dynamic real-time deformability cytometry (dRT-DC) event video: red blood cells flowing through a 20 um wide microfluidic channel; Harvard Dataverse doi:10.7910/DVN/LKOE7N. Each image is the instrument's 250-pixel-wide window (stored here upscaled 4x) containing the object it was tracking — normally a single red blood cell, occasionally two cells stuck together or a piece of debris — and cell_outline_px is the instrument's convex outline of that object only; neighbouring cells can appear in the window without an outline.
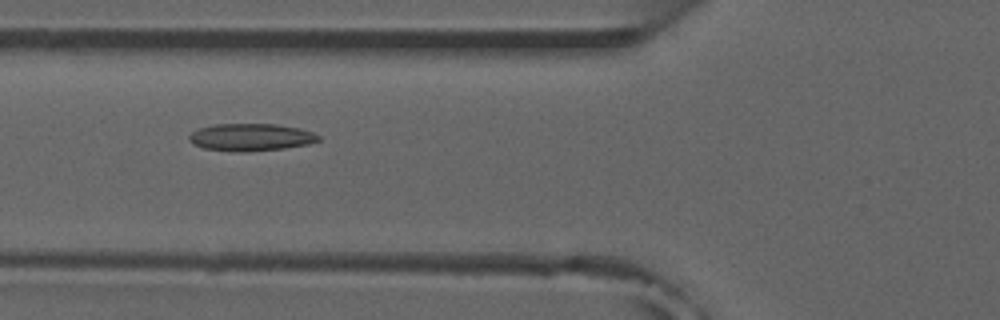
{"species": "common noctule bat (a hibernating species)", "species_latin": "Nyctalus noctula", "temperature_condition": "room temperature", "stored_images_in_passage": 8, "camera_frame_rate_fps": 3000, "um_per_image_px": 0.085, "animal": {"sex": "male", "forearm_length_mm": 52.5}, "frame": {"image": 1, "passage_image": 3, "time_ms": 2.333, "image_size_px": [1000, 320], "cell_outline_px": [[320, 140], [308, 144], [284, 148], [244, 152], [232, 152], [204, 148], [192, 144], [188, 140], [188, 136], [192, 132], [200, 128], [216, 124], [276, 124], [300, 128], [312, 132], [320, 136]], "centroid_in_image_um": [21.31, 11.67], "position_along_channel_um": 104.5, "area_um2": 20.69}}
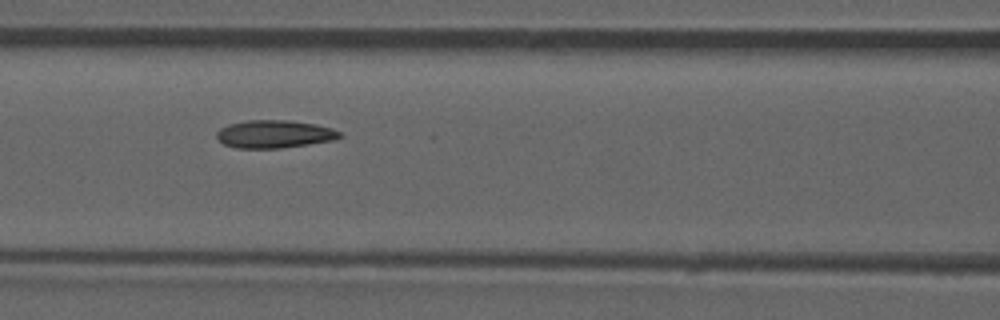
{"frame": {"image": 2, "passage_image": 4, "time_ms": 3.333, "image_size_px": [1000, 320], "cell_outline_px": [[344, 136], [336, 140], [280, 148], [236, 148], [224, 144], [216, 136], [216, 132], [220, 128], [228, 124], [244, 120], [288, 120], [316, 124], [332, 128], [340, 132]], "centroid_in_image_um": [23.34, 11.39], "position_along_channel_um": 143.3, "area_um2": 20.11}}